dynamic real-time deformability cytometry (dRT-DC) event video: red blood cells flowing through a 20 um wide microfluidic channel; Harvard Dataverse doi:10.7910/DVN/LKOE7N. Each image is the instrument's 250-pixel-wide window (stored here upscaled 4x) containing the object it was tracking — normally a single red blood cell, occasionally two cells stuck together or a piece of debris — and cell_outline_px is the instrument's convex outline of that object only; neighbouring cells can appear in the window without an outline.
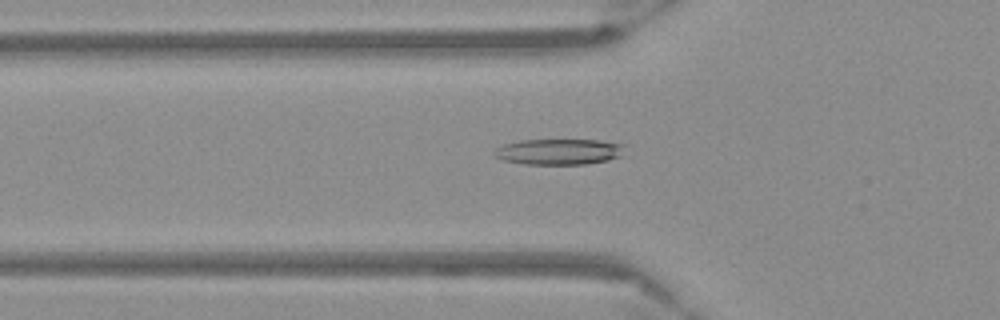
{"species": "Egyptian fruit bat (a non-hibernating species)", "species_latin": "Rousettus aegyptiacus", "temperature_condition": "warm", "stored_images_in_passage": 37, "camera_frame_rate_fps": 3000, "um_per_image_px": 0.085, "frame": {"image": 1, "passage_image": 2, "time_ms": 0.333, "image_size_px": [1000, 320], "cell_outline_px": [[624, 144], [620, 156], [608, 160], [584, 164], [524, 164], [504, 160], [492, 156], [492, 152], [496, 148], [504, 144], [520, 140], [600, 140]], "centroid_in_image_um": [47.45, 12.89], "position_along_channel_um": 78.3, "area_um2": 19.59}}
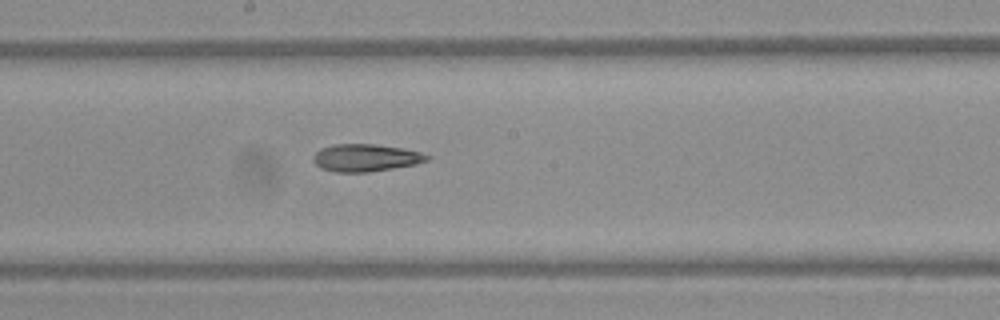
{"frame": {"image": 2, "passage_image": 13, "time_ms": 4.0, "image_size_px": [1000, 320], "cell_outline_px": [[432, 156], [428, 160], [416, 164], [368, 172], [336, 172], [320, 168], [312, 160], [312, 156], [320, 148], [332, 144], [376, 144], [404, 148], [420, 152]], "centroid_in_image_um": [31.07, 13.4], "position_along_channel_um": 217.1, "area_um2": 18.32}}
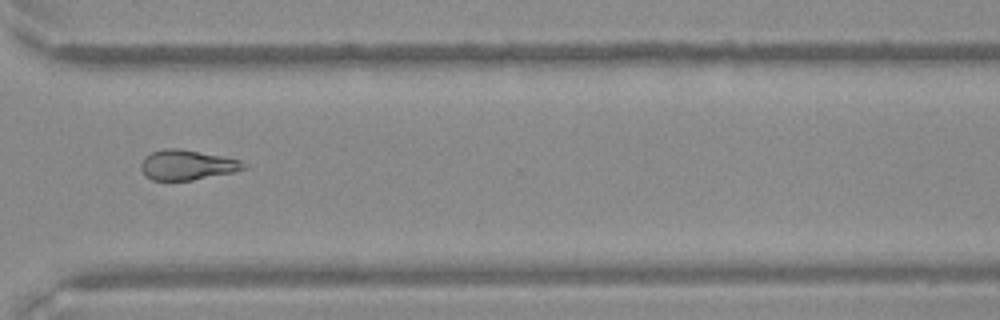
{"frame": {"image": 3, "passage_image": 24, "time_ms": 7.667, "image_size_px": [1000, 320], "cell_outline_px": [[248, 168], [232, 172], [192, 180], [152, 180], [144, 176], [140, 168], [140, 164], [144, 156], [152, 152], [164, 148], [180, 148], [240, 160], [248, 164]], "centroid_in_image_um": [15.87, 14.02], "position_along_channel_um": 354.7, "area_um2": 18.03}}